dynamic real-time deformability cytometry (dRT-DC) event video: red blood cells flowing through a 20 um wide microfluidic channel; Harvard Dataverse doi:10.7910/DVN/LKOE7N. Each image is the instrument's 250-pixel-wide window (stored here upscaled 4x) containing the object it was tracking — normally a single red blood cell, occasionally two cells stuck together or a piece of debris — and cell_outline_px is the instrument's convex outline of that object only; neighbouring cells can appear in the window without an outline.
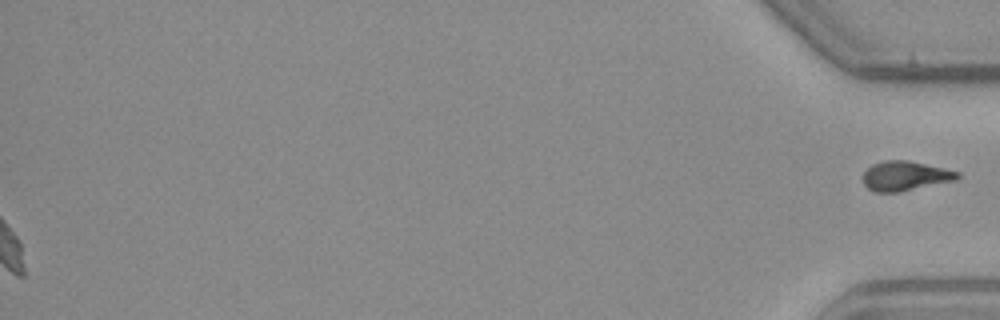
{"species": "common noctule bat (a hibernating species)", "species_latin": "Nyctalus noctula", "temperature_condition": "warm", "stored_images_in_passage": 49, "segment_of_instrument_passage": [2, 2], "camera_frame_rate_fps": 3000, "um_per_image_px": 0.085, "animal": {"sex": "male", "body_mass_g": 23.1, "forearm_length_mm": 52.7}, "frame": {"image": 1, "passage_image": 49, "time_ms": 16.0, "image_size_px": [1000, 320], "cell_outline_px": [[960, 176], [956, 180], [896, 192], [876, 192], [868, 188], [864, 184], [864, 172], [872, 164], [884, 160], [908, 160], [944, 168], [960, 172]], "centroid_in_image_um": [76.94, 14.94], "position_along_channel_um": 358.3, "area_um2": 16.07}}